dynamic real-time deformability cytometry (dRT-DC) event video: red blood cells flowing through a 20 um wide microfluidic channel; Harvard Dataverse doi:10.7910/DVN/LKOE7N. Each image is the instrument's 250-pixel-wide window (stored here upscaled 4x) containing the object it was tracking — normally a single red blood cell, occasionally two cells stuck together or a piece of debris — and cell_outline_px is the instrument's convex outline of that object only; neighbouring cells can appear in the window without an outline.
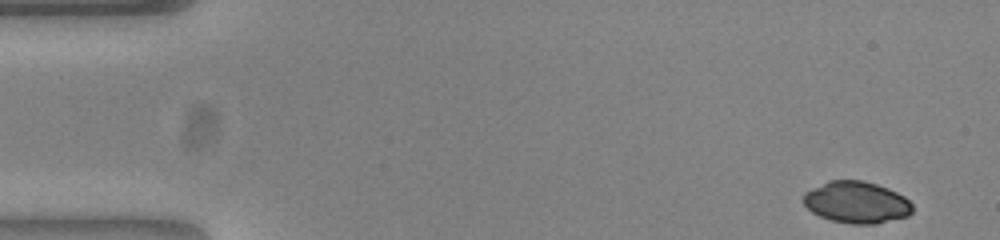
{"species": "common noctule bat (a hibernating species)", "species_latin": "Nyctalus noctula", "temperature_condition": "warm", "stored_images_in_passage": 51, "camera_frame_rate_fps": 3000, "um_per_image_px": 0.085, "animal": {"sex": "female", "body_mass_g": 23.0, "forearm_length_mm": 53.4}, "frame": {"image": 1, "passage_image": 1, "time_ms": 0.0, "image_size_px": [1000, 240], "cell_outline_px": [[912, 212], [908, 216], [876, 224], [852, 224], [832, 220], [820, 216], [812, 212], [804, 204], [804, 192], [828, 180], [864, 180], [888, 188], [904, 196], [912, 204]], "centroid_in_image_um": [72.81, 17.19], "position_along_channel_um": 12.2, "area_um2": 26.53}}
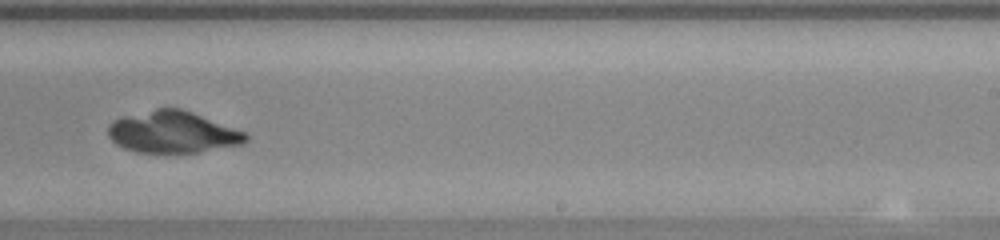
{"frame": {"image": 2, "passage_image": 31, "time_ms": 10.0, "image_size_px": [1000, 240], "cell_outline_px": [[248, 140], [240, 144], [200, 152], [136, 152], [124, 148], [116, 144], [108, 136], [108, 124], [112, 120], [124, 116], [156, 108], [180, 108], [192, 112], [244, 132], [248, 136]], "centroid_in_image_um": [14.63, 11.23], "position_along_channel_um": 274.4, "area_um2": 33.18}}
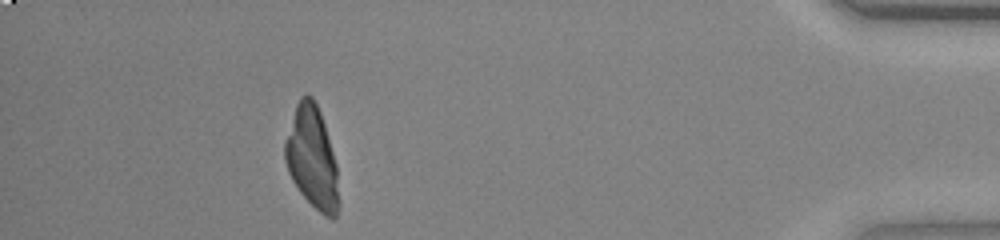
{"frame": {"image": 3, "passage_image": 46, "time_ms": 15.0, "image_size_px": [1000, 240], "cell_outline_px": [[336, 216], [332, 220], [320, 212], [300, 192], [292, 180], [288, 172], [284, 160], [284, 140], [296, 104], [300, 96], [312, 96], [320, 112], [324, 124], [336, 164]], "centroid_in_image_um": [26.46, 13.35], "position_along_channel_um": 408.7, "area_um2": 31.15}}